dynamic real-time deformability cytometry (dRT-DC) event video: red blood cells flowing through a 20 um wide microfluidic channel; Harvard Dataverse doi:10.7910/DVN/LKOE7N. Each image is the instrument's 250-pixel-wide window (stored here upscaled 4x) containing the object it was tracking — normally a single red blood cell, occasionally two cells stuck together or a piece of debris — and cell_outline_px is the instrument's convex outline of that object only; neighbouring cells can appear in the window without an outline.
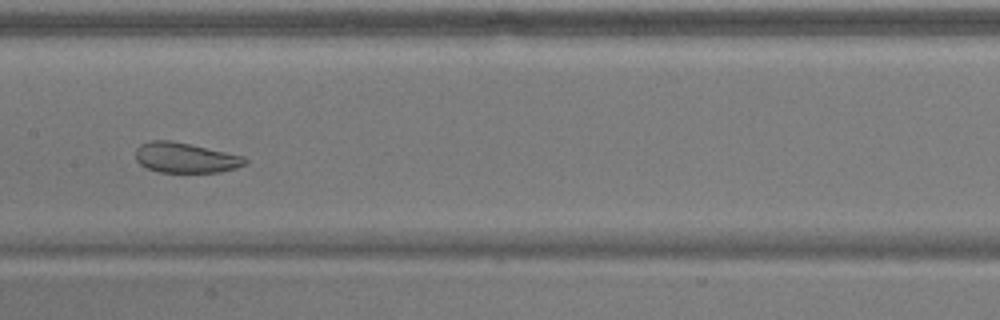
{"species": "common noctule bat (a hibernating species)", "species_latin": "Nyctalus noctula", "temperature_condition": "warm", "stored_images_in_passage": 56, "camera_frame_rate_fps": 3000, "um_per_image_px": 0.085, "animal": {"sex": "male", "body_mass_g": 17.9}, "frame": {"image": 1, "passage_image": 28, "time_ms": 9.0, "image_size_px": [1000, 320], "cell_outline_px": [[248, 164], [236, 168], [220, 172], [156, 172], [140, 164], [136, 160], [136, 148], [140, 144], [152, 140], [172, 140], [244, 156], [248, 160]], "centroid_in_image_um": [15.77, 13.41], "position_along_channel_um": 191.6, "area_um2": 19.36}}
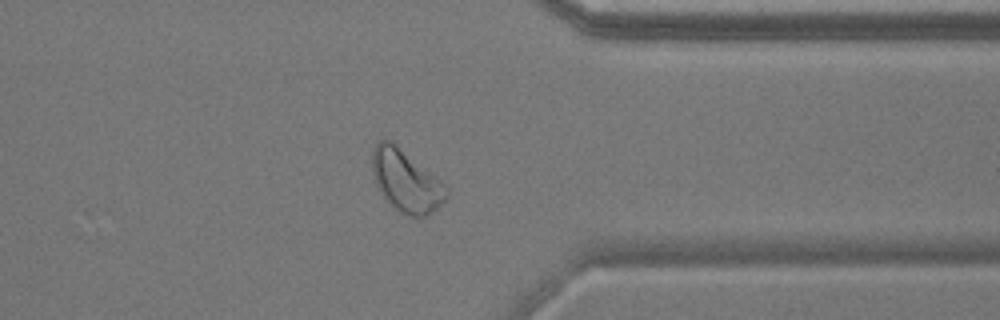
{"frame": {"image": 2, "passage_image": 44, "time_ms": 14.333, "image_size_px": [1000, 320], "cell_outline_px": [[448, 196], [432, 212], [424, 216], [412, 216], [400, 212], [384, 196], [376, 184], [372, 172], [372, 152], [376, 144], [380, 140], [388, 140], [396, 144], [440, 180], [448, 188]], "centroid_in_image_um": [34.51, 15.36], "position_along_channel_um": 376.9, "area_um2": 26.13}}
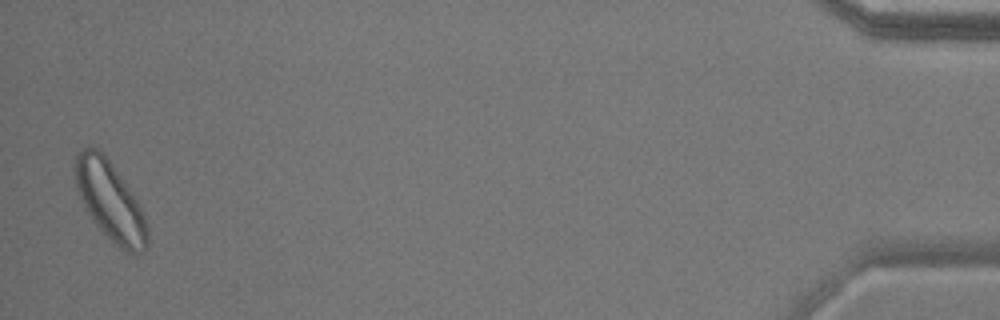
{"frame": {"image": 3, "passage_image": 55, "time_ms": 18.0, "image_size_px": [1000, 320], "cell_outline_px": [[148, 244], [144, 252], [128, 252], [120, 248], [92, 220], [84, 208], [76, 184], [72, 168], [76, 152], [80, 148], [92, 144], [108, 160], [120, 176], [136, 200], [144, 216], [148, 228]], "centroid_in_image_um": [9.31, 17.04], "position_along_channel_um": 425.9, "area_um2": 32.95}, "authors_computed_cell_mechanics": {"area_um2": 27.3394, "velocity_mm_per_s": 3.6105, "shape_relaxation_time_tau1_ms": 9.799, "shape_relaxation_time_tau2_ms": 1.9128, "deformation_change_tau1": 0.1118, "deformation_change_tau2": 0.0924}}